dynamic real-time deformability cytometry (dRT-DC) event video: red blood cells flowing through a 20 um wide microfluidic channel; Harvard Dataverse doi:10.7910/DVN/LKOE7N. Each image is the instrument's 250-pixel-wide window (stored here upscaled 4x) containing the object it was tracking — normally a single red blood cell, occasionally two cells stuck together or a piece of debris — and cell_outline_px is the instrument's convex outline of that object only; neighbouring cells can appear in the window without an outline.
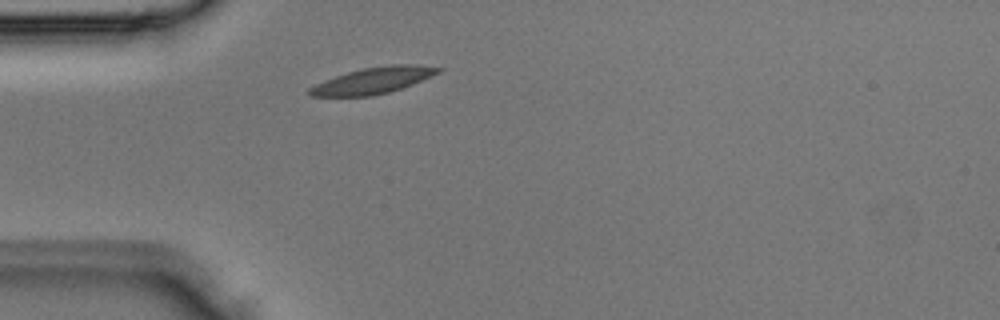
{"species": "Egyptian fruit bat (a non-hibernating species)", "species_latin": "Rousettus aegyptiacus", "temperature_condition": "room temperature", "stored_images_in_passage": 1, "camera_frame_rate_fps": 3000, "um_per_image_px": 0.085, "animal": {"sex": "male"}, "frame": {"image": 1, "passage_image": 1, "time_ms": 0.0, "image_size_px": [1000, 320], "cell_outline_px": [[444, 68], [440, 72], [412, 84], [388, 92], [372, 96], [308, 96], [308, 88], [324, 80], [348, 72], [364, 68], [392, 64], [412, 64]], "centroid_in_image_um": [31.7, 6.84], "position_along_channel_um": 53.3, "area_um2": 19.48}}